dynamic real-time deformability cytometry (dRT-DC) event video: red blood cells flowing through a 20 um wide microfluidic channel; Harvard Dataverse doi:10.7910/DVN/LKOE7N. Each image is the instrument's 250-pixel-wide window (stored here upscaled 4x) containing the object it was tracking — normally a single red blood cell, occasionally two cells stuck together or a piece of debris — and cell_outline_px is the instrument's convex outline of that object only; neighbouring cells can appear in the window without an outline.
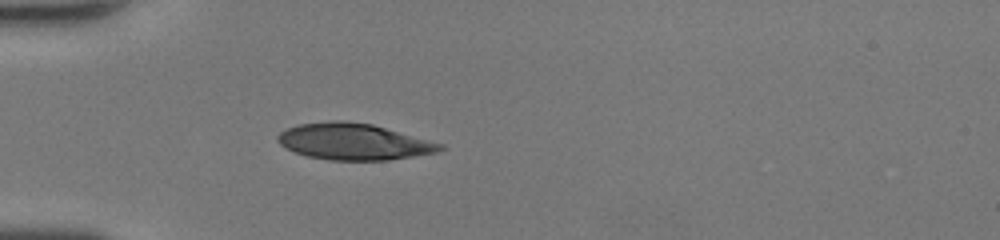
{"species": "human", "species_latin": "Homo sapiens", "temperature_condition": "room temperature", "stored_images_in_passage": 33, "camera_frame_rate_fps": 3000, "um_per_image_px": 0.085, "donor": {"sex": "female"}, "frame": {"image": 1, "passage_image": 1, "time_ms": 0.0, "image_size_px": [1000, 240], "cell_outline_px": [[444, 148], [436, 152], [388, 160], [328, 160], [308, 156], [296, 152], [280, 144], [276, 140], [276, 136], [280, 132], [296, 124], [332, 120], [344, 120], [372, 124], [444, 144]], "centroid_in_image_um": [30.04, 12.03], "position_along_channel_um": 55.0, "area_um2": 34.33}}
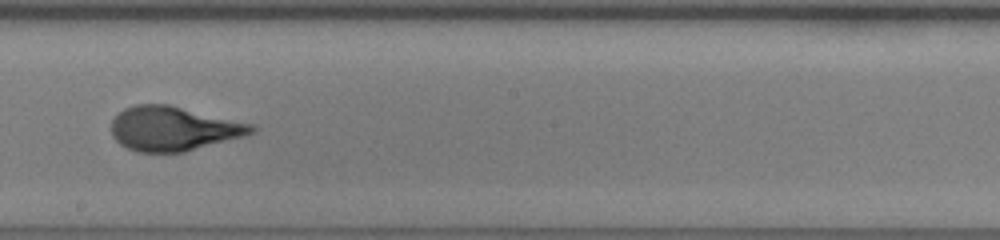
{"frame": {"image": 2, "passage_image": 14, "time_ms": 4.333, "image_size_px": [1000, 240], "cell_outline_px": [[256, 132], [244, 136], [184, 152], [136, 152], [120, 144], [112, 136], [112, 120], [124, 108], [136, 104], [168, 104], [256, 124]], "centroid_in_image_um": [14.77, 10.93], "position_along_channel_um": 233.4, "area_um2": 36.36}}
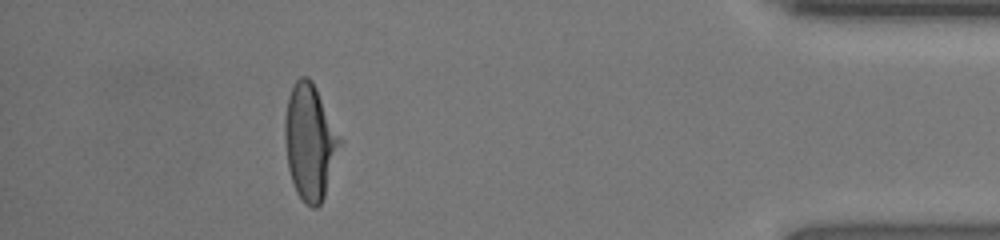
{"frame": {"image": 3, "passage_image": 29, "time_ms": 9.333, "image_size_px": [1000, 240], "cell_outline_px": [[340, 140], [324, 196], [320, 204], [316, 208], [312, 208], [304, 204], [296, 192], [288, 168], [284, 140], [284, 120], [288, 96], [296, 80], [300, 76], [308, 76], [312, 80], [316, 88]], "centroid_in_image_um": [26.27, 12.06], "position_along_channel_um": 408.9, "area_um2": 36.07}, "authors_computed_cell_mechanics": {"area_um2": 36.2984, "velocity_mm_per_s": 4.4521, "shape_relaxation_time_tau1_ms": 5.6917, "shape_relaxation_time_tau2_ms": null, "deformation_change_tau1": 0.2223, "deformation_change_tau2": null}}